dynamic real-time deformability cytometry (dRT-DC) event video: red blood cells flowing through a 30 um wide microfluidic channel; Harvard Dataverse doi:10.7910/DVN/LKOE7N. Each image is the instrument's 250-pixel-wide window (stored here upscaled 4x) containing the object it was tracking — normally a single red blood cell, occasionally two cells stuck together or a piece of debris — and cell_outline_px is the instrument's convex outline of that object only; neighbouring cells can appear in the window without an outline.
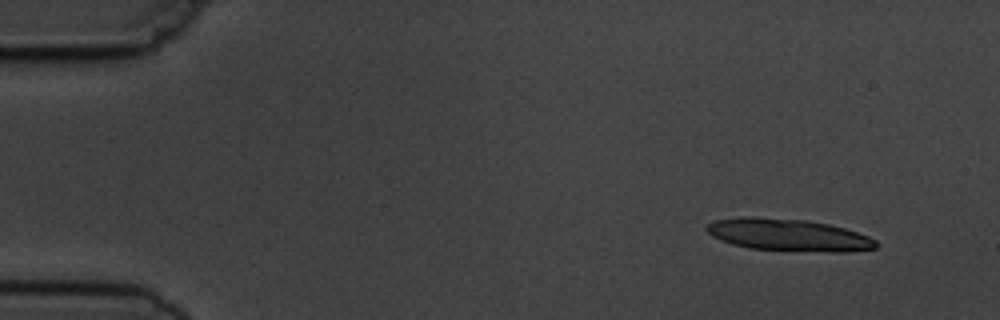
{"species": "common noctule bat (a hibernating species)", "species_latin": "Nyctalus noctula", "temperature_condition": "cold", "stored_images_in_passage": 7, "segment_of_instrument_passage": [1, 2], "camera_frame_rate_fps": 3000, "um_per_image_px": 0.085, "animal": {"sex": "male", "body_mass_g": 19.5, "forearm_length_mm": 54.6}, "frame": {"image": 1, "passage_image": 1, "time_ms": 0.0, "image_size_px": [1000, 320], "cell_outline_px": [[880, 244], [876, 248], [848, 252], [832, 252], [748, 248], [732, 244], [720, 240], [712, 236], [704, 228], [712, 220], [740, 216], [752, 216], [804, 220], [828, 224], [844, 228], [868, 236], [876, 240]], "centroid_in_image_um": [66.99, 19.96], "position_along_channel_um": 18.0, "area_um2": 31.85}}